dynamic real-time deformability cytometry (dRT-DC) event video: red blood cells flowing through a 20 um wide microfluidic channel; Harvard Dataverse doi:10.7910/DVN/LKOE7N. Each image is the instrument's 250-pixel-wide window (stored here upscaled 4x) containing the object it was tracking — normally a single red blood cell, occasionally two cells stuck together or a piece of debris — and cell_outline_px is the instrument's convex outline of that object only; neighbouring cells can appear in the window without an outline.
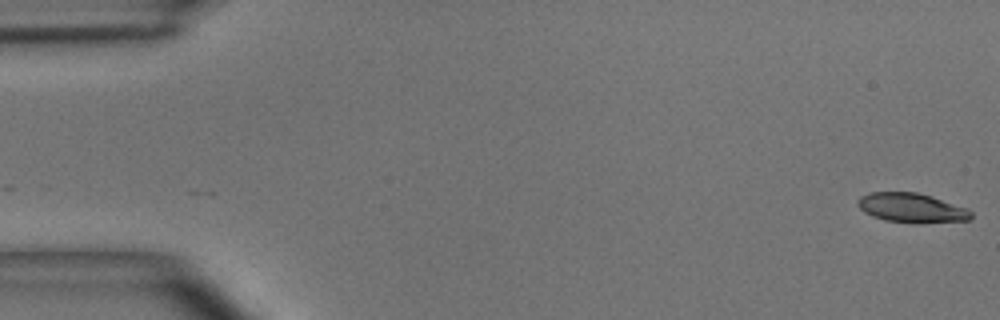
{"species": "common noctule bat (a hibernating species)", "species_latin": "Nyctalus noctula", "temperature_condition": "room temperature", "stored_images_in_passage": 50, "camera_frame_rate_fps": 3000, "um_per_image_px": 0.085, "animal": {"sex": "male", "body_mass_g": 15.6}, "frame": {"image": 1, "passage_image": 1, "time_ms": 0.0, "image_size_px": [1000, 320], "cell_outline_px": [[972, 216], [968, 220], [916, 224], [884, 220], [872, 216], [864, 212], [856, 204], [856, 200], [860, 196], [868, 192], [916, 192], [932, 196], [968, 208], [972, 212]], "centroid_in_image_um": [77.47, 17.67], "position_along_channel_um": 7.5, "area_um2": 19.77}}
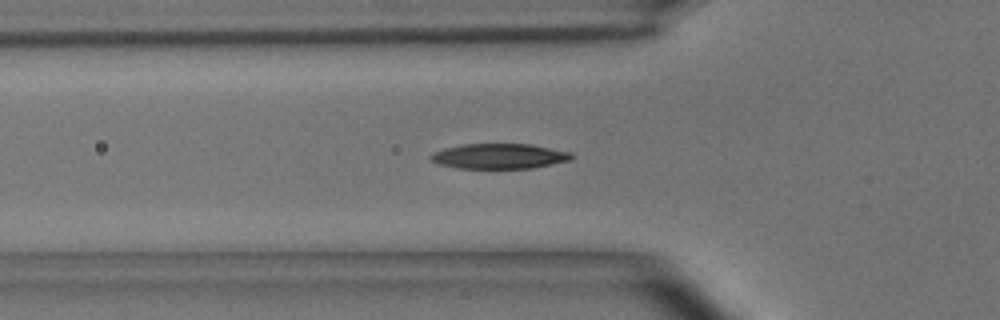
{"frame": {"image": 2, "passage_image": 17, "time_ms": 5.333, "image_size_px": [1000, 320], "cell_outline_px": [[572, 160], [532, 168], [456, 168], [440, 164], [432, 160], [428, 156], [432, 152], [444, 148], [464, 144], [532, 144], [572, 152]], "centroid_in_image_um": [42.45, 13.27], "position_along_channel_um": 83.4, "area_um2": 20.69}}
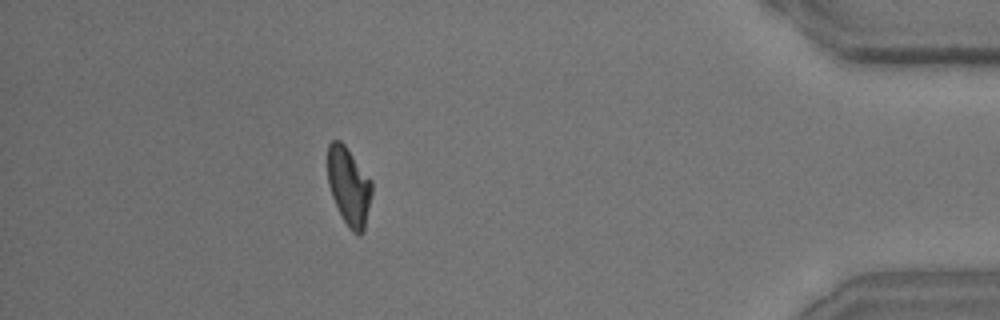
{"frame": {"image": 3, "passage_image": 45, "time_ms": 14.667, "image_size_px": [1000, 320], "cell_outline_px": [[372, 192], [364, 232], [352, 232], [348, 228], [332, 196], [328, 184], [328, 144], [332, 140], [340, 140], [344, 144], [372, 180]], "centroid_in_image_um": [29.66, 15.82], "position_along_channel_um": 405.5, "area_um2": 19.94}}